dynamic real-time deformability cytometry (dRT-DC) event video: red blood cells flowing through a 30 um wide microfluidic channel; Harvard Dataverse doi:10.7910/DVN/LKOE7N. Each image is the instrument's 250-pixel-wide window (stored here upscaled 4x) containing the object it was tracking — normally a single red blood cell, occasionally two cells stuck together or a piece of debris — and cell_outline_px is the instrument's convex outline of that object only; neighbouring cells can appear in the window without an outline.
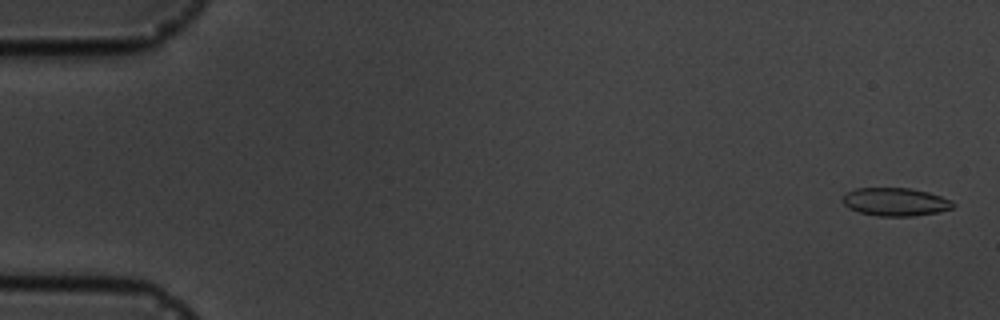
{"species": "common noctule bat (a hibernating species)", "species_latin": "Nyctalus noctula", "temperature_condition": "cold", "stored_images_in_passage": 5, "camera_frame_rate_fps": 3000, "um_per_image_px": 0.085, "animal": {"sex": "male", "body_mass_g": 19.5, "forearm_length_mm": 54.6}, "frame": {"image": 1, "passage_image": 1, "time_ms": 0.0, "image_size_px": [1000, 320], "cell_outline_px": [[956, 204], [952, 208], [936, 212], [912, 216], [880, 216], [860, 212], [848, 208], [840, 200], [844, 192], [856, 188], [912, 188], [928, 192], [952, 200]], "centroid_in_image_um": [76.06, 17.14], "position_along_channel_um": 8.9, "area_um2": 18.21}}
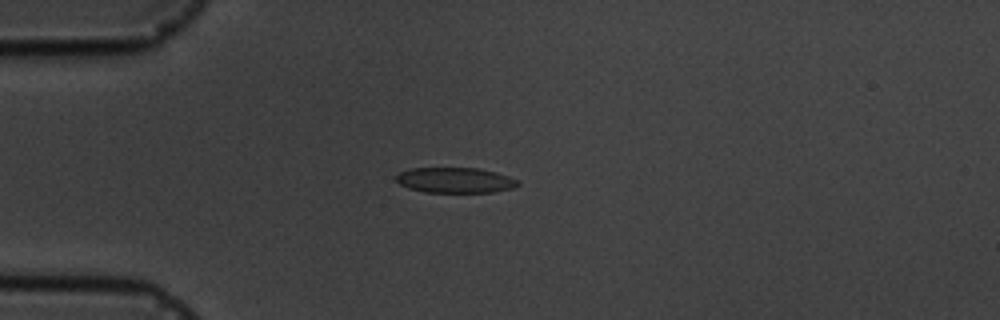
{"frame": {"image": 2, "passage_image": 4, "time_ms": 4.333, "image_size_px": [1000, 320], "cell_outline_px": [[520, 184], [516, 188], [492, 192], [424, 192], [408, 188], [400, 184], [396, 180], [396, 176], [400, 172], [412, 168], [480, 168], [496, 172], [508, 176], [516, 180]], "centroid_in_image_um": [38.7, 15.32], "position_along_channel_um": 46.3, "area_um2": 18.03}}